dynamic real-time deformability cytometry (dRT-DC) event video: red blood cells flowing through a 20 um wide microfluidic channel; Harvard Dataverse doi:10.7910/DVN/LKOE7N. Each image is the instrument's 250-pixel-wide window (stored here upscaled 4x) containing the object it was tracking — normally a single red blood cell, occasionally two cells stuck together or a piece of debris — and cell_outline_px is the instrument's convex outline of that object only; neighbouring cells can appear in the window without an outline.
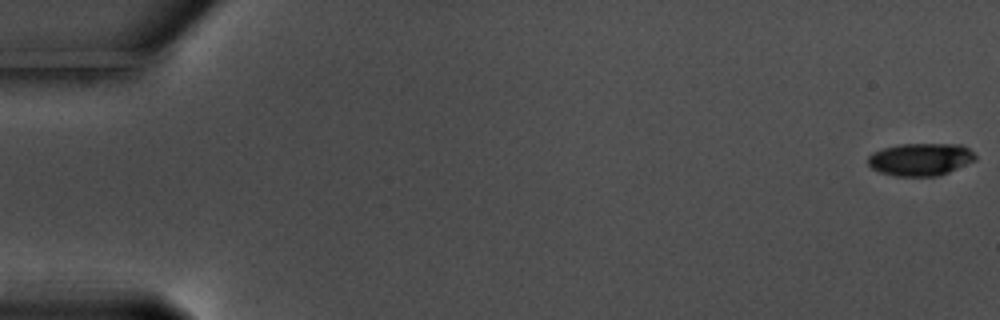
{"species": "common noctule bat (a hibernating species)", "species_latin": "Nyctalus noctula", "temperature_condition": "warm", "stored_images_in_passage": 58, "camera_frame_rate_fps": 3000, "um_per_image_px": 0.085, "animal": {"sex": "male", "body_mass_g": 17.5, "forearm_length_mm": 52.3}, "frame": {"image": 1, "passage_image": 1, "time_ms": 0.0, "image_size_px": [1000, 320], "cell_outline_px": [[976, 160], [948, 172], [936, 176], [896, 176], [880, 172], [872, 168], [868, 164], [868, 156], [872, 152], [884, 148], [900, 144], [964, 144], [976, 156]], "centroid_in_image_um": [78.24, 13.54], "position_along_channel_um": 6.8, "area_um2": 20.35}}
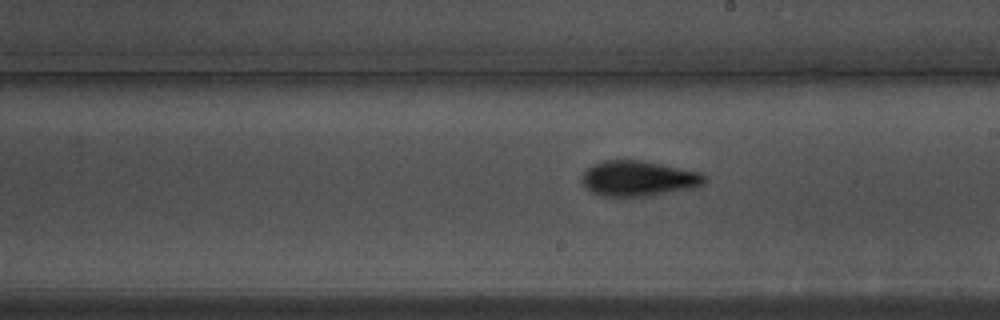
{"frame": {"image": 2, "passage_image": 34, "time_ms": 11.0, "image_size_px": [1000, 320], "cell_outline_px": [[708, 180], [704, 184], [692, 188], [652, 196], [604, 196], [592, 192], [580, 180], [580, 176], [592, 164], [604, 160], [644, 160], [700, 172]], "centroid_in_image_um": [54.27, 15.16], "position_along_channel_um": 234.7, "area_um2": 25.43}}
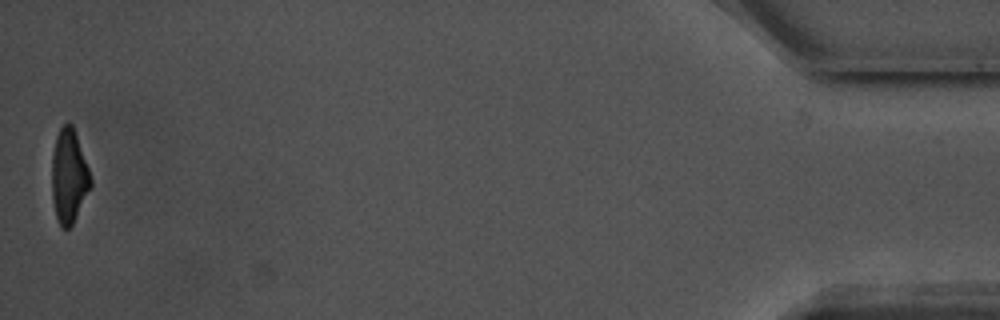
{"frame": {"image": 3, "passage_image": 58, "time_ms": 19.0, "image_size_px": [1000, 320], "cell_outline_px": [[92, 184], [72, 224], [68, 228], [60, 228], [56, 216], [52, 196], [52, 152], [56, 136], [60, 128], [64, 124], [72, 124], [88, 168], [92, 180]], "centroid_in_image_um": [5.84, 14.98], "position_along_channel_um": 429.4, "area_um2": 20.87}, "authors_computed_cell_mechanics": {"area_um2": 22.831, "velocity_mm_per_s": 3.5765, "shape_relaxation_time_tau1_ms": 3.1681, "shape_relaxation_time_tau2_ms": 3.5478, "deformation_change_tau1": 0.145, "deformation_change_tau2": 0.1223}}